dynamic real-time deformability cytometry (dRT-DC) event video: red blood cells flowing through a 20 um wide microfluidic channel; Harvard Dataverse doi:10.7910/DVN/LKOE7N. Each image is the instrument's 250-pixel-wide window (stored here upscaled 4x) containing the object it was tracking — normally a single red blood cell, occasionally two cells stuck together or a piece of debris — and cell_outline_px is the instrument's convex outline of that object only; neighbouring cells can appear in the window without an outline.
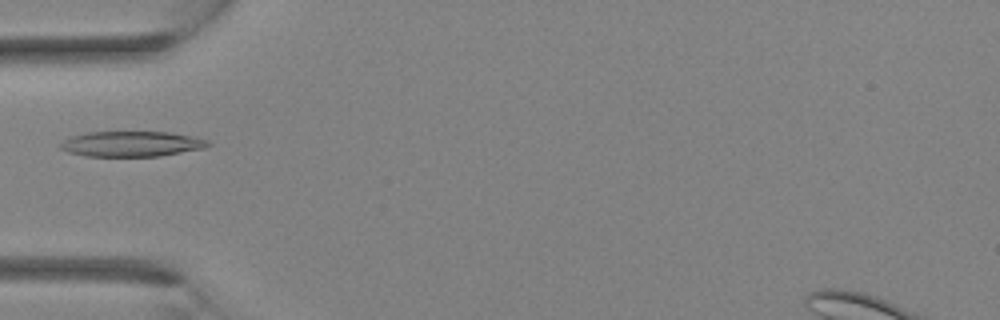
{"species": "Egyptian fruit bat (a non-hibernating species)", "species_latin": "Rousettus aegyptiacus", "temperature_condition": "room temperature", "stored_images_in_passage": 35, "camera_frame_rate_fps": 3000, "um_per_image_px": 0.085, "animal": {"sex": "female"}, "frame": {"image": 1, "passage_image": 12, "time_ms": 3.667, "image_size_px": [1000, 320], "cell_outline_px": [[212, 144], [204, 148], [160, 156], [88, 156], [68, 152], [60, 148], [60, 144], [64, 140], [72, 136], [88, 132], [172, 132], [208, 140]], "centroid_in_image_um": [11.2, 12.23], "position_along_channel_um": 73.8, "area_um2": 21.68}}
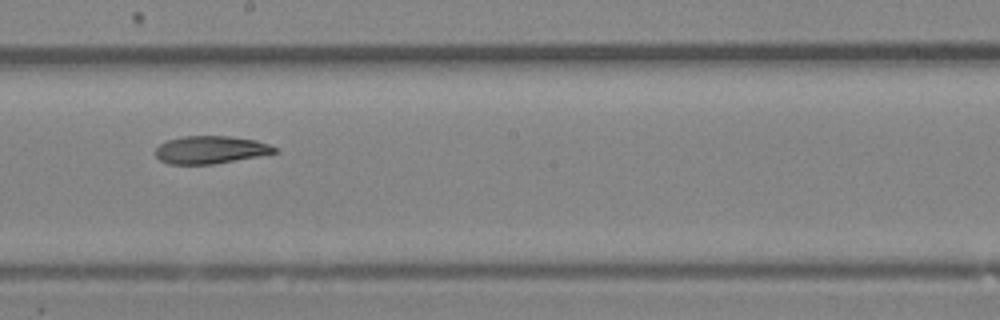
{"frame": {"image": 2, "passage_image": 20, "time_ms": 6.333, "image_size_px": [1000, 320], "cell_outline_px": [[280, 152], [212, 164], [168, 164], [160, 160], [156, 156], [156, 148], [160, 144], [168, 140], [184, 136], [228, 136], [256, 140], [268, 144], [276, 148]], "centroid_in_image_um": [17.89, 12.73], "position_along_channel_um": 230.3, "area_um2": 19.07}}
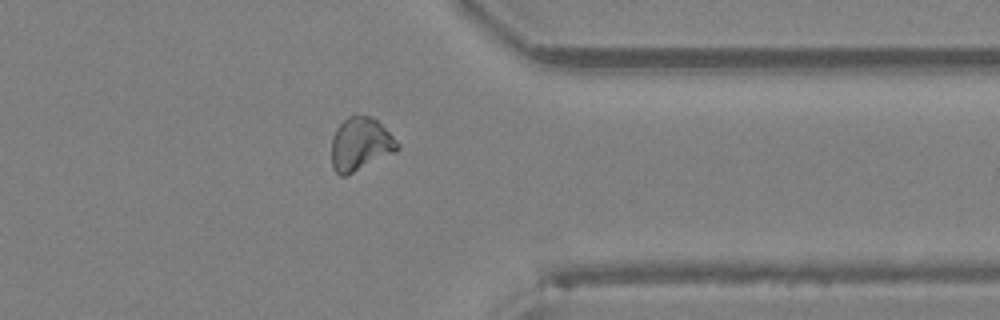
{"frame": {"image": 3, "passage_image": 28, "time_ms": 9.0, "image_size_px": [1000, 320], "cell_outline_px": [[400, 148], [396, 152], [344, 176], [340, 176], [332, 168], [332, 136], [336, 128], [348, 116], [368, 116], [376, 120], [400, 144]], "centroid_in_image_um": [30.62, 12.26], "position_along_channel_um": 380.8, "area_um2": 20.11}}